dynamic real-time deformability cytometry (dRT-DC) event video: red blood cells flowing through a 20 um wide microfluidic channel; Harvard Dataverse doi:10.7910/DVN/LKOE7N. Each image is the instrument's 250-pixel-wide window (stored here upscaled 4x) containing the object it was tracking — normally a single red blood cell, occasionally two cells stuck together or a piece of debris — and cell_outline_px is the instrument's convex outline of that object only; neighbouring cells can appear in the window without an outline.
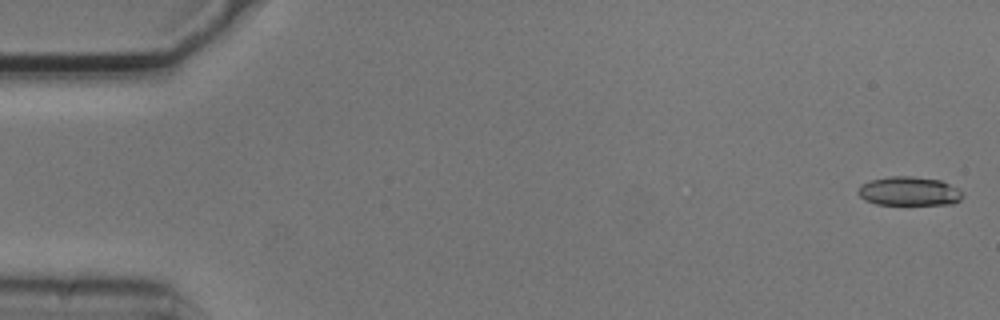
{"species": "common noctule bat (a hibernating species)", "species_latin": "Nyctalus noctula", "temperature_condition": "cold", "stored_images_in_passage": 4, "camera_frame_rate_fps": 3000, "um_per_image_px": 0.085, "animal": {"sex": "male", "body_mass_g": 20.5, "forearm_length_mm": 52.5}, "frame": {"image": 1, "passage_image": 1, "time_ms": 0.0, "image_size_px": [1000, 320], "cell_outline_px": [[964, 196], [960, 200], [952, 204], [876, 204], [864, 200], [856, 192], [860, 184], [872, 180], [888, 176], [912, 176], [940, 180], [960, 188], [964, 192]], "centroid_in_image_um": [77.29, 16.25], "position_along_channel_um": 7.7, "area_um2": 17.86}}